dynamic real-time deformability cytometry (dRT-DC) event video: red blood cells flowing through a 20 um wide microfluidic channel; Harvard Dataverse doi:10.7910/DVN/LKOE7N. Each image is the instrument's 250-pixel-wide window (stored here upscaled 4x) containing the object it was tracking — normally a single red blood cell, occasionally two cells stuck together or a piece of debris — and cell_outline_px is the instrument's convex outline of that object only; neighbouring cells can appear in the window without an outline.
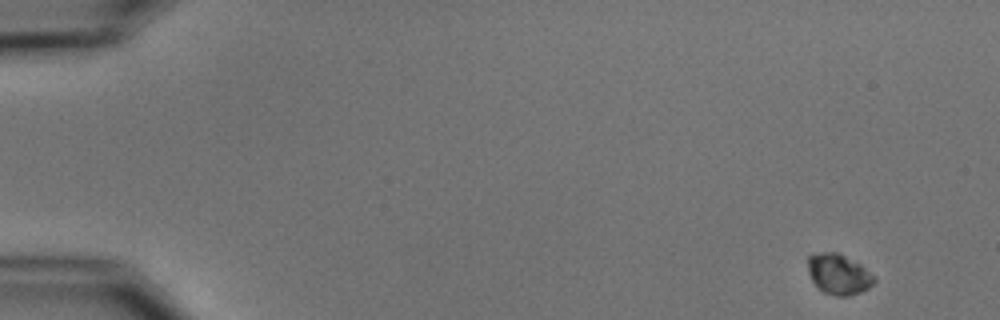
{"species": "common noctule bat (a hibernating species)", "species_latin": "Nyctalus noctula", "temperature_condition": "cold", "stored_images_in_passage": 5, "camera_frame_rate_fps": 3000, "um_per_image_px": 0.085, "animal": {"sex": "male", "body_mass_g": 15.6}, "frame": {"image": 1, "passage_image": 1, "time_ms": 0.0, "image_size_px": [1000, 320], "cell_outline_px": [[876, 280], [868, 288], [860, 292], [848, 296], [836, 296], [824, 292], [812, 280], [808, 272], [808, 256], [820, 252], [840, 252], [860, 264], [876, 276]], "centroid_in_image_um": [71.3, 23.29], "position_along_channel_um": 13.7, "area_um2": 15.66}}